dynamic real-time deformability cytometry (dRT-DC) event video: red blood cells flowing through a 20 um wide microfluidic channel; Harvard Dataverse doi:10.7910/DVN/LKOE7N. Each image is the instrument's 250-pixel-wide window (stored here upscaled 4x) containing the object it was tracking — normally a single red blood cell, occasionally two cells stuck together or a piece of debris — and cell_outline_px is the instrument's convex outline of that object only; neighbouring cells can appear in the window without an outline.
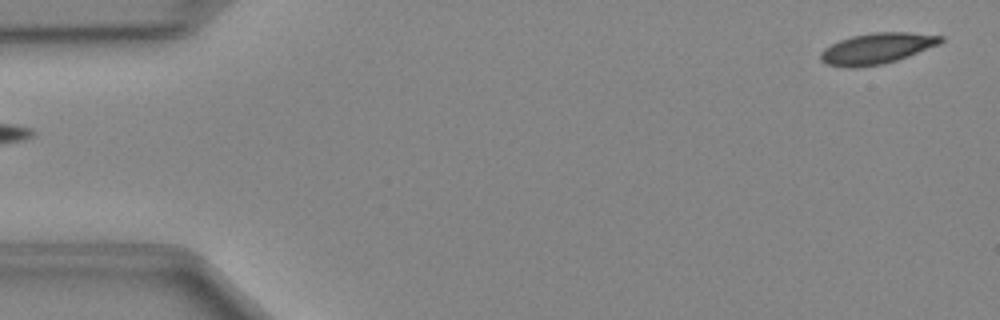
{"species": "Egyptian fruit bat (a non-hibernating species)", "species_latin": "Rousettus aegyptiacus", "temperature_condition": "cold", "stored_images_in_passage": 47, "camera_frame_rate_fps": 3000, "um_per_image_px": 0.085, "animal": {"sex": "female"}, "frame": {"image": 1, "passage_image": 1, "time_ms": 0.0, "image_size_px": [1000, 320], "cell_outline_px": [[944, 40], [940, 44], [908, 56], [896, 60], [880, 64], [856, 68], [848, 68], [824, 64], [820, 60], [820, 52], [824, 48], [840, 40], [852, 36], [872, 32], [908, 32], [944, 36]], "centroid_in_image_um": [74.51, 4.12], "position_along_channel_um": 10.5, "area_um2": 21.68}}
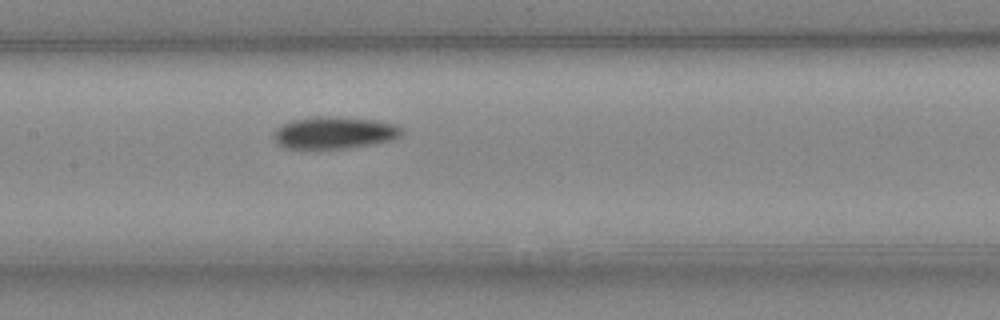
{"frame": {"image": 2, "passage_image": 22, "time_ms": 7.0, "image_size_px": [1000, 320], "cell_outline_px": [[404, 132], [400, 136], [392, 140], [376, 144], [320, 152], [284, 148], [276, 144], [272, 140], [272, 136], [276, 128], [292, 120], [316, 116], [324, 116], [376, 120], [396, 124]], "centroid_in_image_um": [28.35, 11.34], "position_along_channel_um": 179.1, "area_um2": 25.03}}
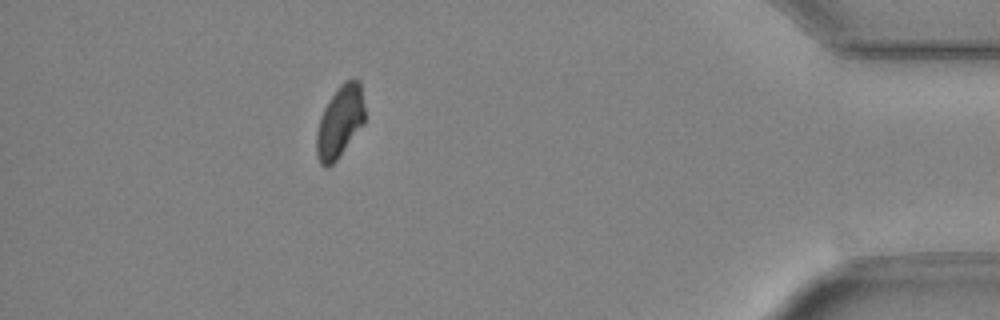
{"frame": {"image": 3, "passage_image": 42, "time_ms": 13.667, "image_size_px": [1000, 320], "cell_outline_px": [[364, 124], [336, 160], [328, 168], [324, 168], [320, 164], [316, 156], [316, 132], [320, 116], [328, 100], [336, 88], [344, 80], [360, 80], [364, 104]], "centroid_in_image_um": [28.87, 10.35], "position_along_channel_um": 406.3, "area_um2": 20.46}}